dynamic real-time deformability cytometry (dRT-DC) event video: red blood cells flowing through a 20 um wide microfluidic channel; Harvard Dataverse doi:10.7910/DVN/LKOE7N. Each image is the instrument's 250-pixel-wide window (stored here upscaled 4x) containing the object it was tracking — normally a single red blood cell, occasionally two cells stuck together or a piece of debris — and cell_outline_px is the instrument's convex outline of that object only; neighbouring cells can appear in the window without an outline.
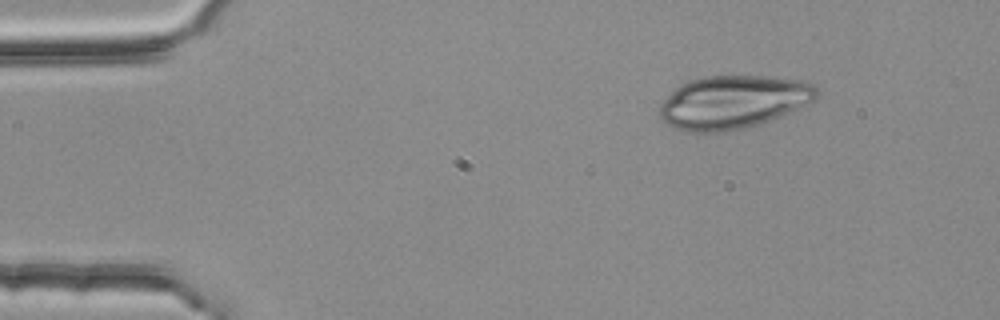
{"species": "common noctule bat (a hibernating species)", "species_latin": "Nyctalus noctula", "temperature_condition": "room temperature", "stored_images_in_passage": 3, "camera_frame_rate_fps": 3000, "um_per_image_px": 0.085, "animal": {"sex": "female", "body_mass_g": 25.1}, "frame": {"image": 1, "passage_image": 1, "time_ms": 0.0, "image_size_px": [1000, 320], "cell_outline_px": [[820, 96], [816, 100], [760, 124], [744, 128], [724, 132], [688, 132], [676, 128], [660, 120], [660, 104], [680, 84], [688, 80], [704, 76], [764, 76], [800, 80], [816, 84], [820, 88]], "centroid_in_image_um": [62.35, 8.67], "position_along_channel_um": 22.7, "area_um2": 48.9}}